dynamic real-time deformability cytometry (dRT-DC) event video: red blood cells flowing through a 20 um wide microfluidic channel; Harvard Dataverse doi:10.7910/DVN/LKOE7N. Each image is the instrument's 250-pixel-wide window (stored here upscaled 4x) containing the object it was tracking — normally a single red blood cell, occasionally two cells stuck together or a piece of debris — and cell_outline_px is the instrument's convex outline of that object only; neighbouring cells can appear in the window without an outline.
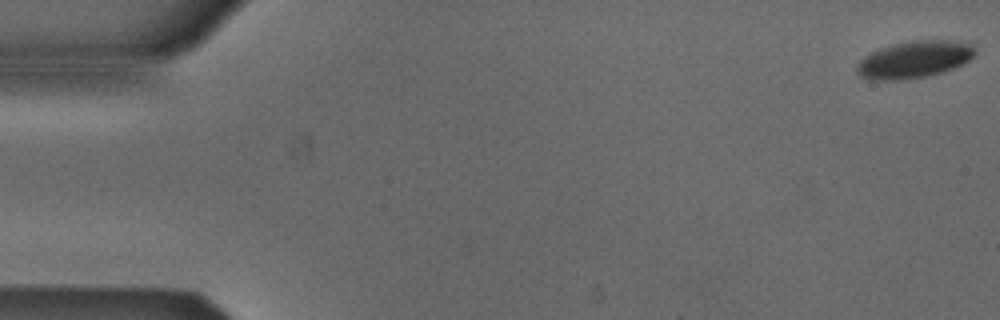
{"species": "Egyptian fruit bat (a non-hibernating species)", "species_latin": "Rousettus aegyptiacus", "temperature_condition": "cold", "stored_images_in_passage": 11, "camera_frame_rate_fps": 3000, "um_per_image_px": 0.085, "animal": {"sex": "male"}, "frame": {"image": 1, "passage_image": 1, "time_ms": 0.0, "image_size_px": [1000, 320], "cell_outline_px": [[976, 52], [964, 64], [944, 72], [928, 76], [900, 80], [868, 80], [860, 76], [856, 72], [856, 64], [864, 56], [880, 48], [892, 44], [908, 40], [948, 40], [972, 44], [976, 48]], "centroid_in_image_um": [77.69, 5.06], "position_along_channel_um": 7.3, "area_um2": 25.84}}